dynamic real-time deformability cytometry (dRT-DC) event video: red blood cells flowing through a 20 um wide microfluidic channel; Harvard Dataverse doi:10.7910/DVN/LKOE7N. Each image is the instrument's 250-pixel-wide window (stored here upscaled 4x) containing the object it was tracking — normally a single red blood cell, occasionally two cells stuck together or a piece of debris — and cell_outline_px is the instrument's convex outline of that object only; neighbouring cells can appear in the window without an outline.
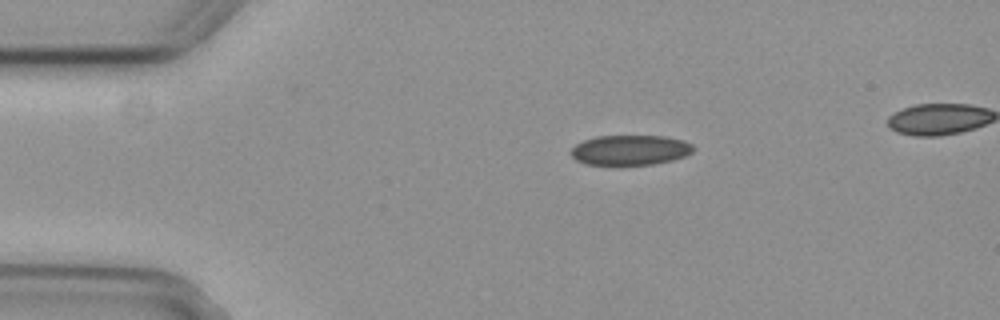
{"species": "common noctule bat (a hibernating species)", "species_latin": "Nyctalus noctula", "temperature_condition": "cold", "stored_images_in_passage": 3, "camera_frame_rate_fps": 3000, "um_per_image_px": 0.085, "animal": {"sex": "female", "body_mass_g": 29.2, "forearm_length_mm": 56.3}, "frame": {"image": 1, "passage_image": 1, "time_ms": 0.0, "image_size_px": [1000, 320], "cell_outline_px": [[692, 152], [684, 156], [672, 160], [652, 164], [584, 164], [576, 160], [572, 156], [572, 148], [576, 144], [584, 140], [596, 136], [664, 136], [684, 140], [692, 144]], "centroid_in_image_um": [53.56, 12.74], "position_along_channel_um": 31.4, "area_um2": 21.15}}